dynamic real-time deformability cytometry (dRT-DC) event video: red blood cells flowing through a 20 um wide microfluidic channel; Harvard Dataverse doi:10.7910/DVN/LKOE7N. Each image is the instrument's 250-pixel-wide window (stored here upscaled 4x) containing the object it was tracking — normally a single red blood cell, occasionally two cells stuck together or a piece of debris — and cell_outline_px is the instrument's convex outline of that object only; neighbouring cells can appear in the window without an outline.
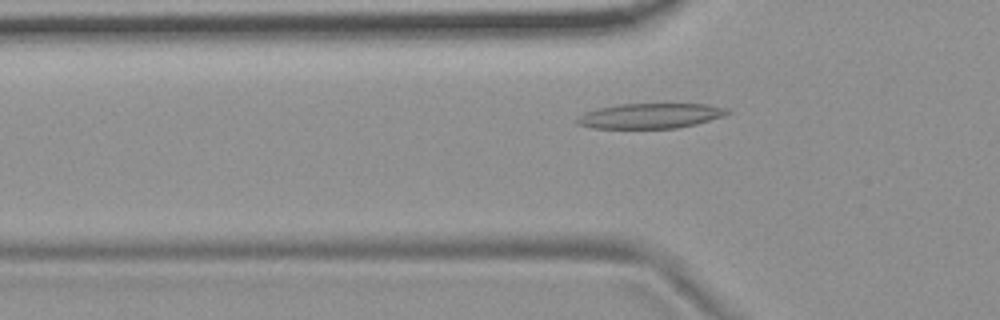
{"species": "common noctule bat (a hibernating species)", "species_latin": "Nyctalus noctula", "temperature_condition": "room temperature", "stored_images_in_passage": 42, "camera_frame_rate_fps": 3000, "um_per_image_px": 0.085, "animal": {"sex": "female", "body_mass_g": 19.9}, "frame": {"image": 1, "passage_image": 6, "time_ms": 1.667, "image_size_px": [1000, 320], "cell_outline_px": [[732, 112], [724, 116], [696, 124], [676, 128], [592, 128], [580, 124], [576, 120], [584, 112], [596, 108], [620, 104], [708, 104], [728, 108]], "centroid_in_image_um": [55.32, 9.84], "position_along_channel_um": 70.5, "area_um2": 21.96}}
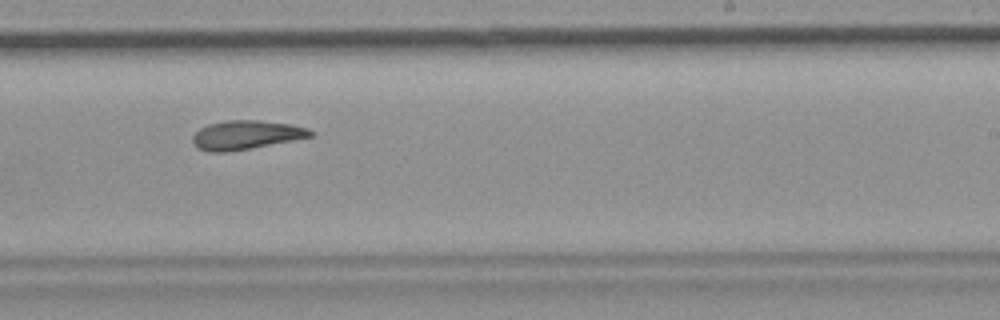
{"frame": {"image": 2, "passage_image": 22, "time_ms": 7.0, "image_size_px": [1000, 320], "cell_outline_px": [[316, 132], [312, 136], [292, 140], [228, 152], [208, 152], [196, 148], [192, 144], [192, 136], [200, 128], [208, 124], [228, 120], [260, 120], [292, 124], [308, 128]], "centroid_in_image_um": [20.89, 11.47], "position_along_channel_um": 268.1, "area_um2": 19.94}}
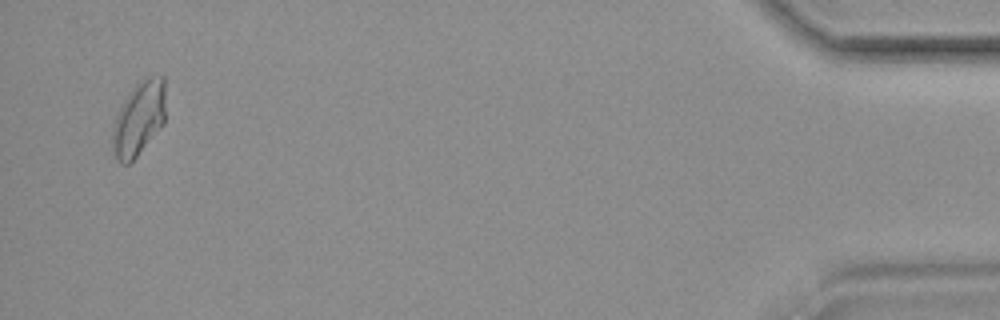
{"frame": {"image": 3, "passage_image": 41, "time_ms": 13.333, "image_size_px": [1000, 320], "cell_outline_px": [[164, 124], [132, 164], [120, 164], [112, 152], [112, 128], [116, 116], [128, 92], [136, 80], [148, 76], [164, 76]], "centroid_in_image_um": [11.78, 10.1], "position_along_channel_um": 423.4, "area_um2": 23.58}, "authors_computed_cell_mechanics": {"area_um2": 20.2011, "velocity_mm_per_s": 3.7154, "shape_relaxation_time_tau1_ms": null, "shape_relaxation_time_tau2_ms": 5.6811, "deformation_change_tau1": null, "deformation_change_tau2": 0.1348}}